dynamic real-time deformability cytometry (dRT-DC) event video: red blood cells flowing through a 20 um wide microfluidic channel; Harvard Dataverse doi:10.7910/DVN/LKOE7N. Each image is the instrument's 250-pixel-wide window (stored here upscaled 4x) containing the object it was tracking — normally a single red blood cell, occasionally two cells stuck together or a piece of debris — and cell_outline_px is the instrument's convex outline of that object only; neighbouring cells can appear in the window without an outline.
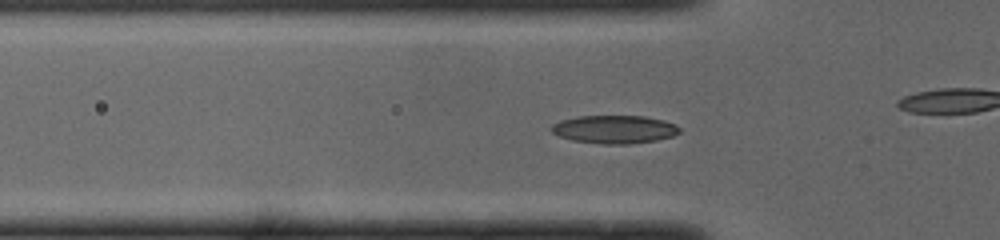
{"species": "common noctule bat (a hibernating species)", "species_latin": "Nyctalus noctula", "temperature_condition": "cold", "stored_images_in_passage": 45, "camera_frame_rate_fps": 3000, "um_per_image_px": 0.085, "animal": {"sex": "male", "body_mass_g": 19.0, "forearm_length_mm": 50.8}, "frame": {"image": 1, "passage_image": 10, "time_ms": 3.0, "image_size_px": [1000, 240], "cell_outline_px": [[680, 132], [672, 136], [656, 140], [628, 144], [600, 144], [572, 140], [560, 136], [552, 132], [552, 124], [560, 120], [580, 116], [644, 116], [664, 120], [676, 124], [680, 128]], "centroid_in_image_um": [52.24, 10.99], "position_along_channel_um": 73.6, "area_um2": 20.98}}
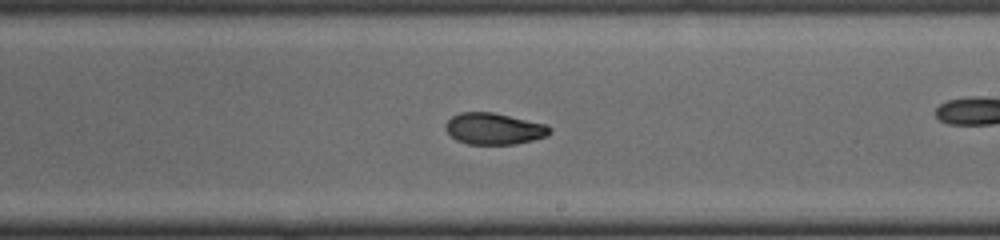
{"frame": {"image": 2, "passage_image": 23, "time_ms": 7.333, "image_size_px": [1000, 240], "cell_outline_px": [[552, 132], [548, 136], [516, 144], [468, 144], [456, 140], [444, 128], [444, 124], [452, 116], [460, 112], [492, 112], [548, 124], [552, 128]], "centroid_in_image_um": [42.02, 10.94], "position_along_channel_um": 247.0, "area_um2": 19.31}}
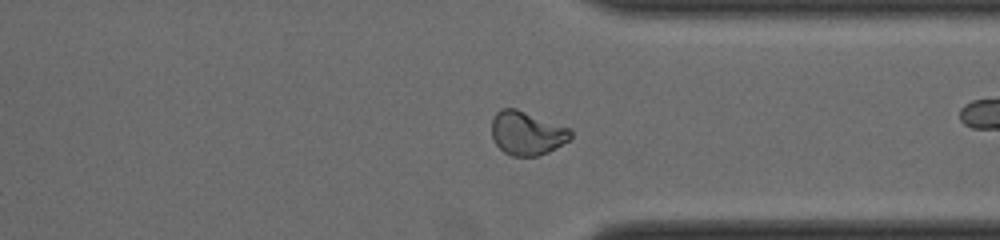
{"frame": {"image": 3, "passage_image": 32, "time_ms": 10.333, "image_size_px": [1000, 240], "cell_outline_px": [[572, 136], [568, 140], [548, 152], [536, 156], [512, 156], [504, 152], [496, 144], [492, 136], [492, 120], [496, 112], [500, 108], [516, 108], [572, 128]], "centroid_in_image_um": [44.79, 11.3], "position_along_channel_um": 366.6, "area_um2": 20.23}, "authors_computed_cell_mechanics": {"area_um2": 20.0566, "velocity_mm_per_s": 4.0074, "shape_relaxation_time_tau1_ms": 6.6025, "shape_relaxation_time_tau2_ms": 1.1681, "deformation_change_tau1": 0.1774, "deformation_change_tau2": 0.0531}}